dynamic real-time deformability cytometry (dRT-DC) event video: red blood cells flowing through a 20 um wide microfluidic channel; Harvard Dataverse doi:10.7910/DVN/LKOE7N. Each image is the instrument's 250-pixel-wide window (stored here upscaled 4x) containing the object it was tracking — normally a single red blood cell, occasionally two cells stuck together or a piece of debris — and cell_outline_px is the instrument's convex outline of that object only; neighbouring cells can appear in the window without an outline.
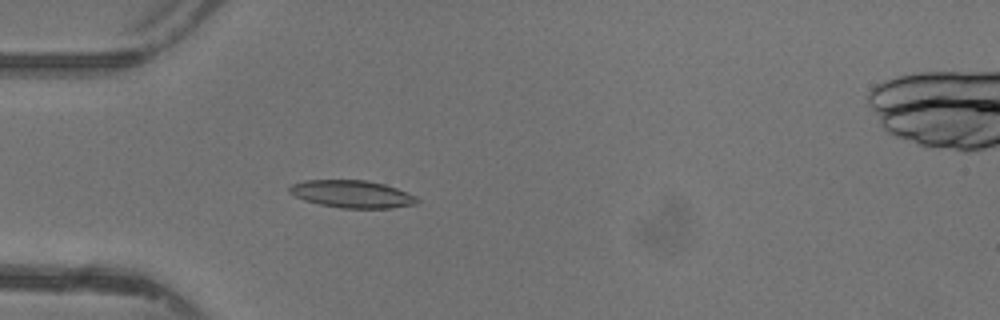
{"species": "common noctule bat (a hibernating species)", "species_latin": "Nyctalus noctula", "temperature_condition": "warm", "stored_images_in_passage": 42, "camera_frame_rate_fps": 3000, "um_per_image_px": 0.085, "animal": {"sex": "female"}, "frame": {"image": 1, "passage_image": 9, "time_ms": 2.667, "image_size_px": [1000, 320], "cell_outline_px": [[420, 200], [416, 204], [392, 208], [340, 208], [320, 204], [304, 200], [288, 192], [288, 188], [292, 184], [304, 180], [368, 180], [384, 184], [396, 188], [416, 196]], "centroid_in_image_um": [29.93, 16.49], "position_along_channel_um": 55.1, "area_um2": 20.46}}
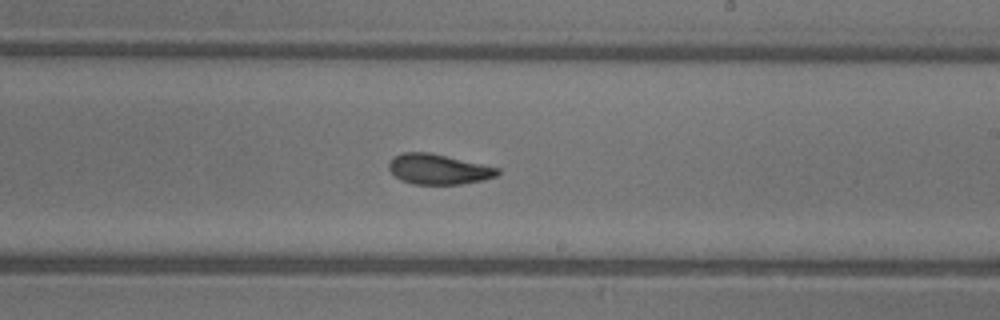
{"frame": {"image": 2, "passage_image": 23, "time_ms": 7.333, "image_size_px": [1000, 320], "cell_outline_px": [[500, 172], [496, 176], [484, 180], [460, 184], [412, 184], [400, 180], [388, 168], [388, 164], [392, 156], [400, 152], [428, 152], [500, 168]], "centroid_in_image_um": [37.23, 14.38], "position_along_channel_um": 251.8, "area_um2": 19.19}}
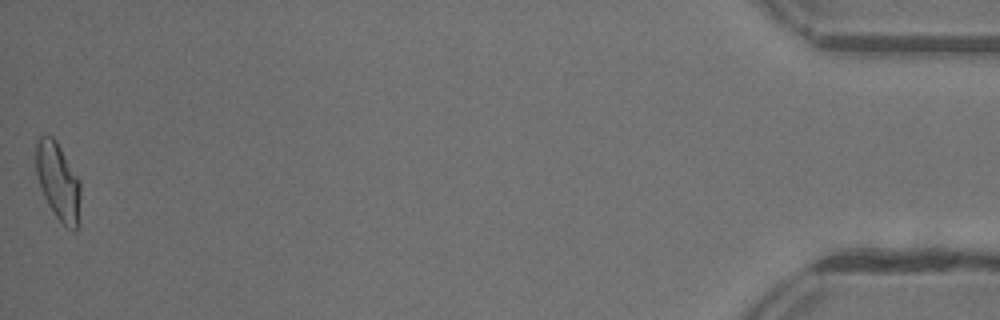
{"frame": {"image": 3, "passage_image": 42, "time_ms": 13.667, "image_size_px": [1000, 320], "cell_outline_px": [[80, 224], [76, 232], [72, 232], [56, 216], [48, 204], [44, 196], [36, 172], [36, 140], [40, 136], [52, 136], [56, 140], [80, 180]], "centroid_in_image_um": [4.97, 15.46], "position_along_channel_um": 430.2, "area_um2": 20.23}, "authors_computed_cell_mechanics": {"area_um2": 19.3341, "velocity_mm_per_s": 4.3855, "shape_relaxation_time_tau1_ms": 5.3944, "shape_relaxation_time_tau2_ms": 2.0577, "deformation_change_tau1": 0.1761, "deformation_change_tau2": 0.0954}}